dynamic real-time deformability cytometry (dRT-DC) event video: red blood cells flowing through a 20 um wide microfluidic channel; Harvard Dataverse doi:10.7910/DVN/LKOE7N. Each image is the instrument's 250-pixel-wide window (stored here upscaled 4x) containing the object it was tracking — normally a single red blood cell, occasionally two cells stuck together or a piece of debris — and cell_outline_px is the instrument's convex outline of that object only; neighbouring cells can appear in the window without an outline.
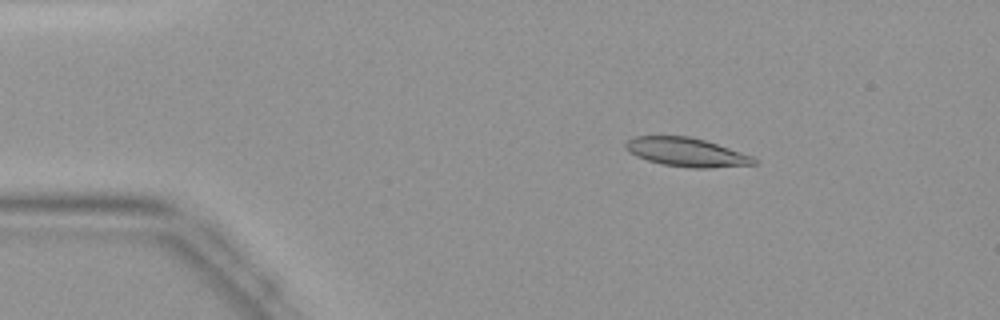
{"species": "common noctule bat (a hibernating species)", "species_latin": "Nyctalus noctula", "temperature_condition": "warm", "stored_images_in_passage": 44, "camera_frame_rate_fps": 3000, "um_per_image_px": 0.085, "animal": {"sex": "female", "body_mass_g": 19.9}, "frame": {"image": 1, "passage_image": 7, "time_ms": 2.0, "image_size_px": [1000, 320], "cell_outline_px": [[756, 164], [708, 168], [688, 168], [664, 164], [648, 160], [636, 156], [628, 152], [624, 148], [624, 144], [628, 140], [636, 136], [688, 136], [704, 140], [752, 156], [756, 160]], "centroid_in_image_um": [58.3, 12.94], "position_along_channel_um": 26.7, "area_um2": 21.27}}
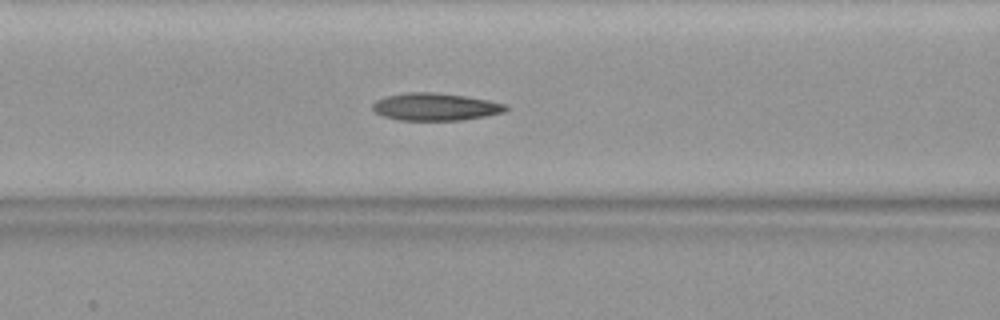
{"frame": {"image": 2, "passage_image": 18, "time_ms": 5.667, "image_size_px": [1000, 320], "cell_outline_px": [[508, 108], [504, 112], [464, 120], [400, 120], [384, 116], [376, 112], [372, 108], [372, 104], [376, 100], [384, 96], [404, 92], [436, 92], [464, 96], [488, 100], [508, 104]], "centroid_in_image_um": [37.0, 9.07], "position_along_channel_um": 129.6, "area_um2": 21.39}}
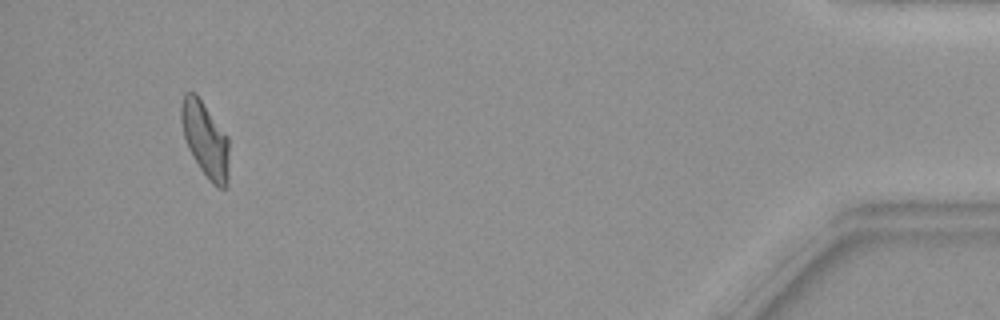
{"frame": {"image": 3, "passage_image": 42, "time_ms": 13.667, "image_size_px": [1000, 320], "cell_outline_px": [[228, 188], [220, 188], [212, 184], [208, 180], [192, 156], [188, 148], [184, 136], [180, 120], [180, 104], [184, 92], [196, 92], [228, 136]], "centroid_in_image_um": [17.43, 11.84], "position_along_channel_um": 417.8, "area_um2": 21.33}}